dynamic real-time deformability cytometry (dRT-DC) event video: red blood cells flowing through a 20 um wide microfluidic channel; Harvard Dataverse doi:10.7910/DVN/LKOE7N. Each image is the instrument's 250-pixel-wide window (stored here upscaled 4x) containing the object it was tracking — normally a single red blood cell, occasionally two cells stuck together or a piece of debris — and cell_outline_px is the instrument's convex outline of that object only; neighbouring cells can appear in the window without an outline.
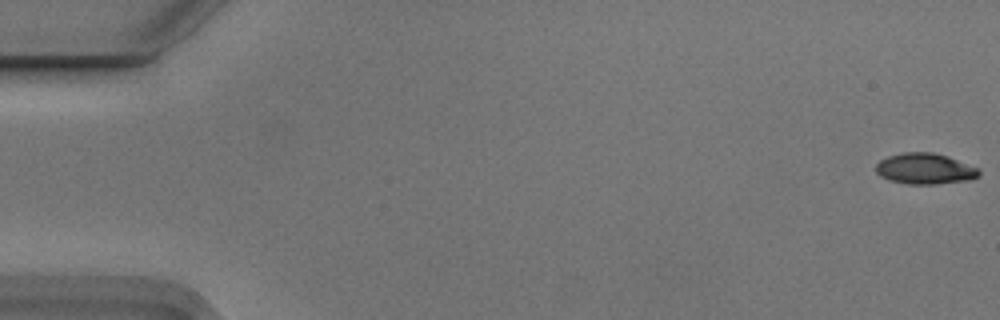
{"species": "Egyptian fruit bat (a non-hibernating species)", "species_latin": "Rousettus aegyptiacus", "temperature_condition": "cold", "stored_images_in_passage": 8, "camera_frame_rate_fps": 3000, "um_per_image_px": 0.085, "animal": {"sex": "male"}, "frame": {"image": 1, "passage_image": 1, "time_ms": 0.0, "image_size_px": [1000, 320], "cell_outline_px": [[980, 176], [972, 180], [936, 184], [908, 184], [888, 180], [880, 176], [876, 172], [876, 164], [880, 160], [888, 156], [904, 152], [932, 152], [948, 156], [980, 168]], "centroid_in_image_um": [78.65, 14.35], "position_along_channel_um": 6.3, "area_um2": 18.84}}
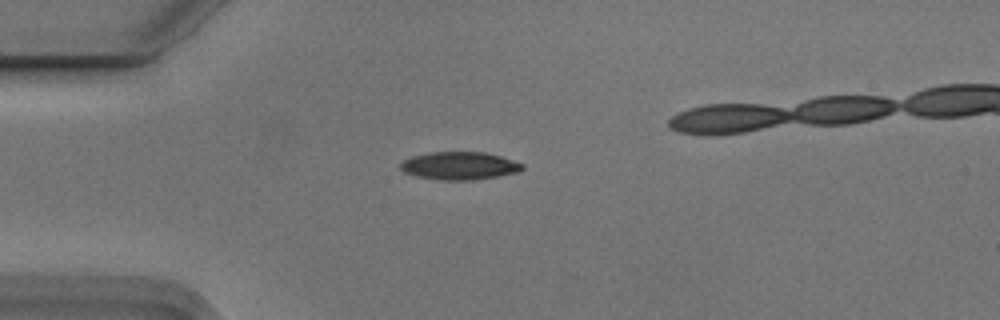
{"frame": {"image": 2, "passage_image": 5, "time_ms": 1.333, "image_size_px": [1000, 320], "cell_outline_px": [[524, 168], [520, 172], [472, 180], [440, 180], [416, 176], [404, 172], [400, 168], [400, 164], [404, 160], [412, 156], [428, 152], [484, 152], [500, 156], [524, 164]], "centroid_in_image_um": [39.05, 14.09], "position_along_channel_um": 45.9, "area_um2": 19.77}}
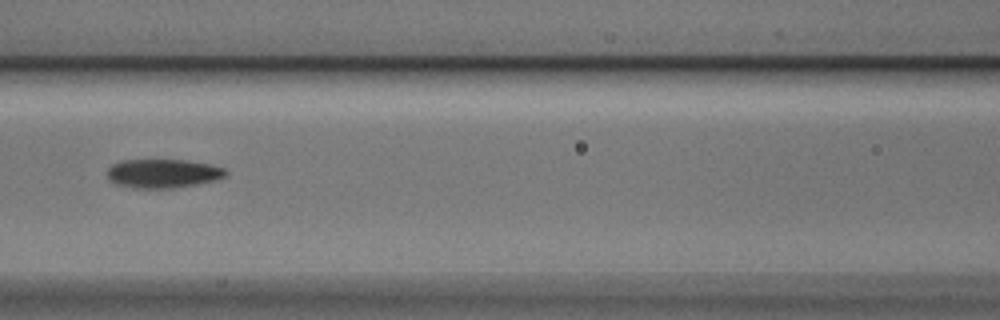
{"frame": {"image": 3, "passage_image": 8, "time_ms": 2.333, "image_size_px": [1000, 320], "cell_outline_px": [[228, 176], [220, 180], [172, 188], [132, 188], [116, 184], [108, 180], [108, 168], [112, 164], [124, 160], [184, 160], [208, 164], [224, 168], [228, 172]], "centroid_in_image_um": [13.88, 14.75], "position_along_channel_um": 152.7, "area_um2": 20.06}}